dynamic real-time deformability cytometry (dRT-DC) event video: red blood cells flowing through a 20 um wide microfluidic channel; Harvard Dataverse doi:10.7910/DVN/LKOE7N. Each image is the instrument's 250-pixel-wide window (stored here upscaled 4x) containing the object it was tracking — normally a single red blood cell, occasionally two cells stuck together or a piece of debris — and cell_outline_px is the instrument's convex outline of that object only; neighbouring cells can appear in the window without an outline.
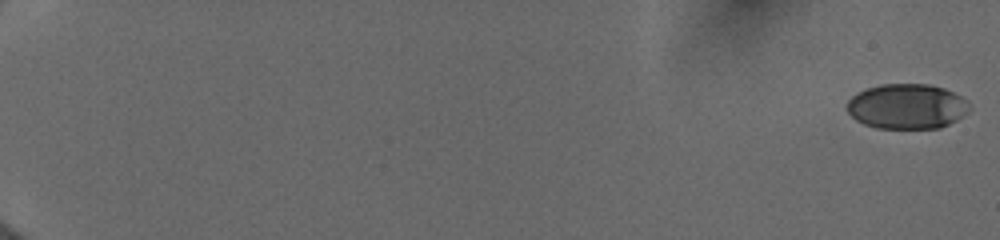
{"species": "human", "species_latin": "Homo sapiens", "temperature_condition": "cold", "stored_images_in_passage": 30, "camera_frame_rate_fps": 3000, "um_per_image_px": 0.085, "donor": {"sex": "female"}, "frame": {"image": 1, "passage_image": 1, "time_ms": 0.0, "image_size_px": [1000, 240], "cell_outline_px": [[972, 108], [968, 112], [956, 120], [940, 128], [876, 128], [864, 124], [856, 120], [848, 112], [848, 100], [856, 92], [880, 84], [928, 84], [944, 88], [968, 100]], "centroid_in_image_um": [77.11, 9.04], "position_along_channel_um": 7.9, "area_um2": 32.25}}
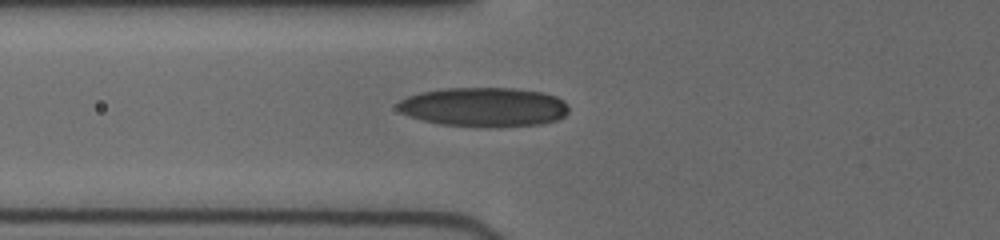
{"frame": {"image": 2, "passage_image": 22, "time_ms": 7.667, "image_size_px": [1000, 240], "cell_outline_px": [[568, 112], [564, 116], [556, 120], [540, 124], [500, 128], [480, 128], [440, 124], [408, 116], [400, 112], [396, 108], [396, 104], [400, 100], [408, 96], [420, 92], [444, 88], [512, 88], [544, 92], [556, 96], [564, 100], [568, 108]], "centroid_in_image_um": [41.13, 9.11], "position_along_channel_um": 84.7, "area_um2": 39.82}}
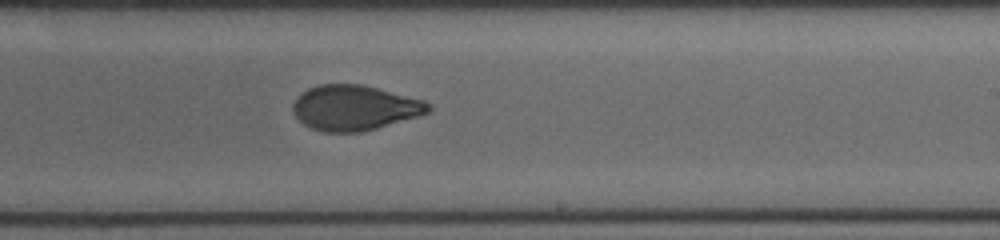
{"frame": {"image": 3, "passage_image": 30, "time_ms": 12.0, "image_size_px": [1000, 240], "cell_outline_px": [[432, 108], [428, 112], [420, 116], [376, 128], [360, 132], [324, 132], [312, 128], [304, 124], [292, 112], [292, 104], [296, 96], [308, 88], [320, 84], [360, 84], [424, 100], [432, 104]], "centroid_in_image_um": [30.13, 9.16], "position_along_channel_um": 258.9, "area_um2": 35.66}}